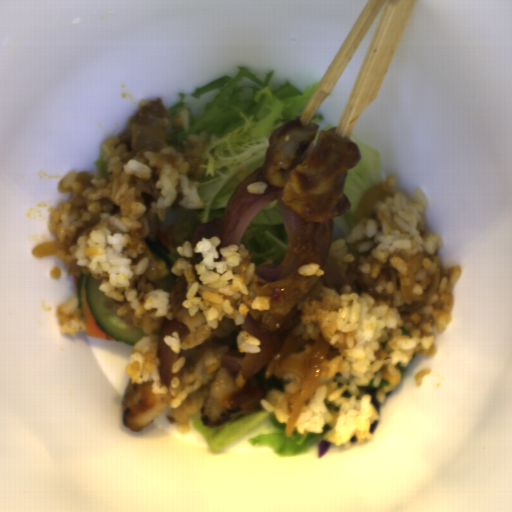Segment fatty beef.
I'll list each match as a JSON object with an SVG mask.
<instances>
[{
    "label": "fatty beef",
    "mask_w": 512,
    "mask_h": 512,
    "mask_svg": "<svg viewBox=\"0 0 512 512\" xmlns=\"http://www.w3.org/2000/svg\"><path fill=\"white\" fill-rule=\"evenodd\" d=\"M172 331H177L180 343L191 334L189 326L182 321L174 318L168 319L167 316H163L155 356L158 361L157 372L160 385H162L164 389H168L170 387L172 379L182 375L181 372L171 371V365L176 361L177 352L172 350L170 346L165 343L164 337L166 335H171Z\"/></svg>",
    "instance_id": "fatty-beef-1"
},
{
    "label": "fatty beef",
    "mask_w": 512,
    "mask_h": 512,
    "mask_svg": "<svg viewBox=\"0 0 512 512\" xmlns=\"http://www.w3.org/2000/svg\"><path fill=\"white\" fill-rule=\"evenodd\" d=\"M139 109L128 118L125 123V128L117 135L119 140L114 145V149L119 144H124L126 151H131L134 148L131 146L132 130L134 124L142 126H158L165 128L170 125V116L167 108L163 103V99L159 96L156 99L140 100L138 102Z\"/></svg>",
    "instance_id": "fatty-beef-2"
},
{
    "label": "fatty beef",
    "mask_w": 512,
    "mask_h": 512,
    "mask_svg": "<svg viewBox=\"0 0 512 512\" xmlns=\"http://www.w3.org/2000/svg\"><path fill=\"white\" fill-rule=\"evenodd\" d=\"M358 266H361L358 252L354 253L352 262H344V268L340 265V259L327 257L322 267L323 285L331 288L340 297L343 284H353L359 278L361 272Z\"/></svg>",
    "instance_id": "fatty-beef-3"
},
{
    "label": "fatty beef",
    "mask_w": 512,
    "mask_h": 512,
    "mask_svg": "<svg viewBox=\"0 0 512 512\" xmlns=\"http://www.w3.org/2000/svg\"><path fill=\"white\" fill-rule=\"evenodd\" d=\"M142 257L149 258L148 267L139 276H145L146 280H162L168 276L169 270L165 261L157 260L151 249L146 247L137 257L131 259V265H136Z\"/></svg>",
    "instance_id": "fatty-beef-4"
},
{
    "label": "fatty beef",
    "mask_w": 512,
    "mask_h": 512,
    "mask_svg": "<svg viewBox=\"0 0 512 512\" xmlns=\"http://www.w3.org/2000/svg\"><path fill=\"white\" fill-rule=\"evenodd\" d=\"M188 291V281L183 275L178 277L170 289L169 302L172 314L178 313L182 308V303L186 299V293Z\"/></svg>",
    "instance_id": "fatty-beef-5"
}]
</instances>
